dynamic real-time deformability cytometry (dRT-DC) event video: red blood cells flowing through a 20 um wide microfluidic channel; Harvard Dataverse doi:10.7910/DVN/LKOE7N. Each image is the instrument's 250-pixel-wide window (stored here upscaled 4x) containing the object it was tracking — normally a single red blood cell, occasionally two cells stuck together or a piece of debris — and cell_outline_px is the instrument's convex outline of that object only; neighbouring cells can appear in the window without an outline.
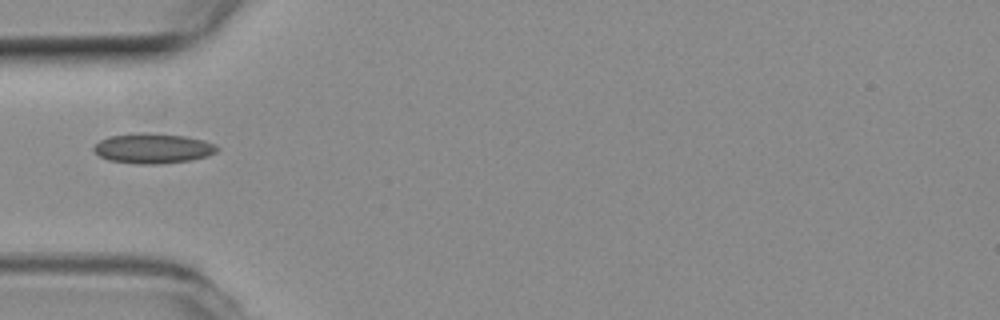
{"species": "common noctule bat (a hibernating species)", "species_latin": "Nyctalus noctula", "temperature_condition": "room temperature", "stored_images_in_passage": 1, "camera_frame_rate_fps": 3000, "um_per_image_px": 0.085, "animal": {"sex": "female", "body_mass_g": 19.3, "forearm_length_mm": 54.1}, "frame": {"image": 1, "passage_image": 1, "time_ms": 0.0, "image_size_px": [1000, 320], "cell_outline_px": [[220, 148], [216, 152], [204, 156], [188, 160], [160, 164], [136, 164], [108, 160], [100, 156], [92, 148], [100, 140], [108, 136], [136, 132], [148, 132], [184, 136], [204, 140]], "centroid_in_image_um": [12.95, 12.6], "position_along_channel_um": 72.1, "area_um2": 21.56}}